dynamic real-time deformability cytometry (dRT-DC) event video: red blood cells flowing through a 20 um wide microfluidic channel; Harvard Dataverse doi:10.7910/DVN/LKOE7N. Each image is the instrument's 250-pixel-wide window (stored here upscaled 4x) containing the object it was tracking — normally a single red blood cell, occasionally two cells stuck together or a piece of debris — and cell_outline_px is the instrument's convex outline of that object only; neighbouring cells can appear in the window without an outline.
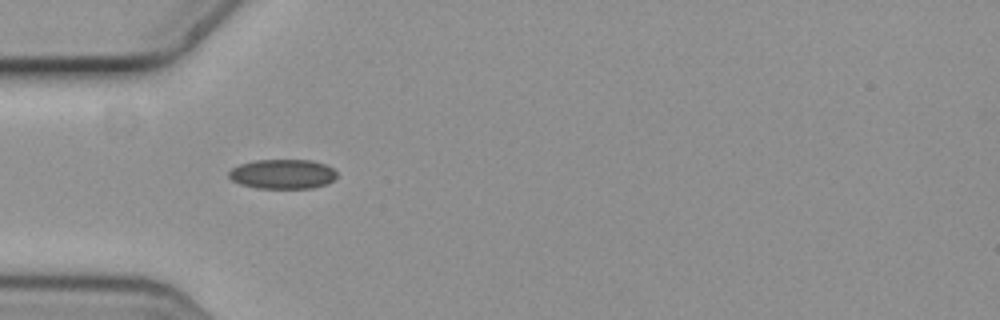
{"species": "common noctule bat (a hibernating species)", "species_latin": "Nyctalus noctula", "temperature_condition": "cold", "stored_images_in_passage": 4, "camera_frame_rate_fps": 3000, "um_per_image_px": 0.085, "animal": {"sex": "female", "body_mass_g": 19.3, "forearm_length_mm": 54.1}, "frame": {"image": 1, "passage_image": 4, "time_ms": 1.0, "image_size_px": [1000, 320], "cell_outline_px": [[336, 176], [328, 184], [312, 188], [256, 188], [240, 184], [232, 180], [228, 176], [228, 172], [232, 168], [240, 164], [256, 160], [312, 160], [324, 164], [332, 168], [336, 172]], "centroid_in_image_um": [24.01, 14.8], "position_along_channel_um": 61.0, "area_um2": 18.61}}